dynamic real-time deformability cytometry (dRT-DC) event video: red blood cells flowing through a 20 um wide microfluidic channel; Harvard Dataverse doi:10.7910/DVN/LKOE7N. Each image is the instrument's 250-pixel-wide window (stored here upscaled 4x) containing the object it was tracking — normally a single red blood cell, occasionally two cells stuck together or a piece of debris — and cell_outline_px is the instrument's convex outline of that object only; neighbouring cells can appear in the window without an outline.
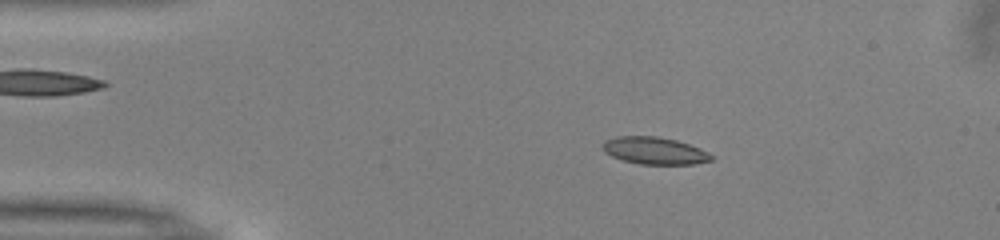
{"species": "common noctule bat (a hibernating species)", "species_latin": "Nyctalus noctula", "temperature_condition": "warm", "stored_images_in_passage": 15, "camera_frame_rate_fps": 3000, "um_per_image_px": 0.085, "animal": {"sex": "male", "body_mass_g": 13.0, "forearm_length_mm": 53.1}, "frame": {"image": 1, "passage_image": 9, "time_ms": 2.667, "image_size_px": [1000, 240], "cell_outline_px": [[716, 156], [712, 160], [696, 164], [640, 164], [624, 160], [612, 156], [604, 152], [604, 140], [616, 136], [656, 136], [676, 140], [700, 148]], "centroid_in_image_um": [55.68, 12.81], "position_along_channel_um": 29.3, "area_um2": 17.22}}